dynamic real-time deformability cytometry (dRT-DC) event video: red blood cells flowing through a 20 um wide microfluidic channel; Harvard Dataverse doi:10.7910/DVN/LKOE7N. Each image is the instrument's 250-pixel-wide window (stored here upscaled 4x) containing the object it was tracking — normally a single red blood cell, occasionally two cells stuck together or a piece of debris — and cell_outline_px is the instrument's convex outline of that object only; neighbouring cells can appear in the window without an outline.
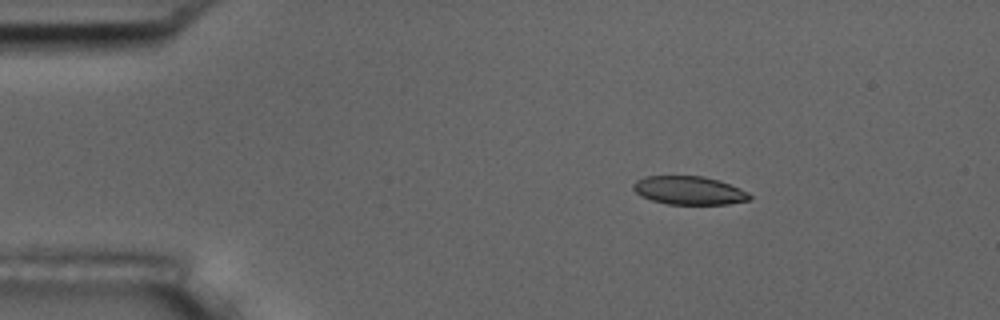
{"species": "common noctule bat (a hibernating species)", "species_latin": "Nyctalus noctula", "temperature_condition": "room temperature", "stored_images_in_passage": 4, "camera_frame_rate_fps": 3000, "um_per_image_px": 0.085, "animal": {"sex": "male", "body_mass_g": 17.5, "forearm_length_mm": 52.3}, "frame": {"image": 1, "passage_image": 2, "time_ms": 1.333, "image_size_px": [1000, 320], "cell_outline_px": [[752, 196], [748, 200], [728, 204], [668, 204], [652, 200], [636, 192], [632, 188], [632, 184], [636, 180], [644, 176], [704, 176], [740, 188], [748, 192]], "centroid_in_image_um": [58.55, 16.18], "position_along_channel_um": 26.4, "area_um2": 19.07}}
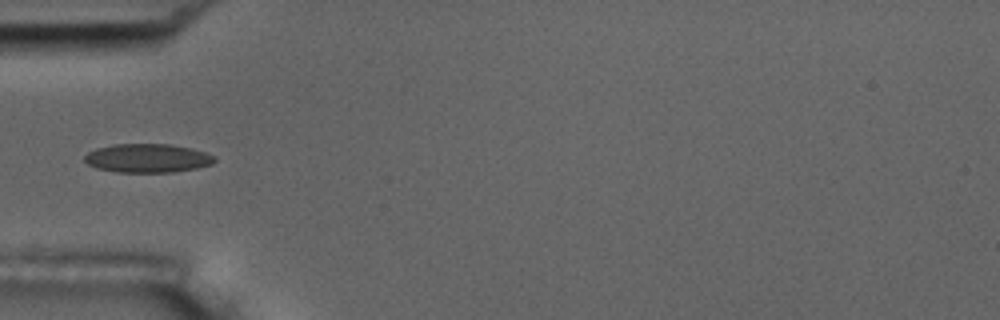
{"frame": {"image": 2, "passage_image": 4, "time_ms": 4.333, "image_size_px": [1000, 320], "cell_outline_px": [[216, 160], [212, 164], [196, 168], [172, 172], [116, 172], [96, 168], [88, 164], [84, 160], [84, 156], [88, 152], [96, 148], [112, 144], [172, 144], [204, 152], [216, 156]], "centroid_in_image_um": [12.52, 13.44], "position_along_channel_um": 72.5, "area_um2": 21.79}}